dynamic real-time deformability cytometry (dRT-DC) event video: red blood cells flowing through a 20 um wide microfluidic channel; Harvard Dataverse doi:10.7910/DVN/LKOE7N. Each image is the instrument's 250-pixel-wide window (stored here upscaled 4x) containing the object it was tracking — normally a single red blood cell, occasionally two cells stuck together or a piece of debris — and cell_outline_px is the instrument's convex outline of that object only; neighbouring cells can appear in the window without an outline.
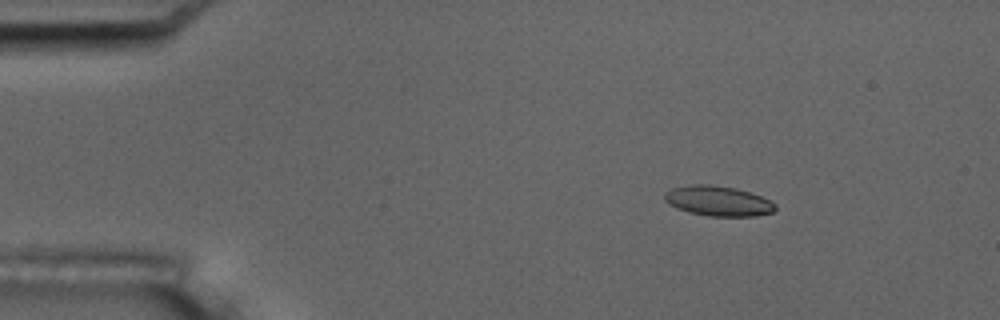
{"species": "common noctule bat (a hibernating species)", "species_latin": "Nyctalus noctula", "temperature_condition": "room temperature", "stored_images_in_passage": 8, "camera_frame_rate_fps": 3000, "um_per_image_px": 0.085, "animal": {"sex": "male", "body_mass_g": 17.5, "forearm_length_mm": 52.3}, "frame": {"image": 1, "passage_image": 2, "time_ms": 2.0, "image_size_px": [1000, 320], "cell_outline_px": [[776, 208], [772, 212], [756, 216], [708, 216], [688, 212], [676, 208], [668, 204], [664, 200], [664, 192], [672, 188], [692, 184], [712, 184], [736, 188], [760, 196], [776, 204]], "centroid_in_image_um": [60.99, 17.08], "position_along_channel_um": 24.0, "area_um2": 19.48}}
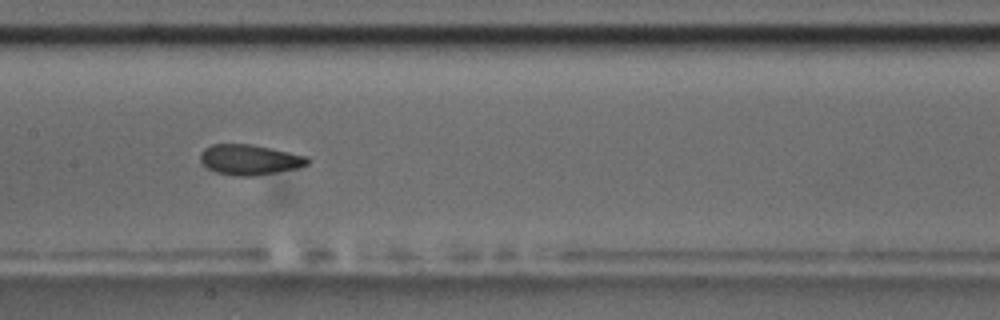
{"frame": {"image": 2, "passage_image": 7, "time_ms": 8.667, "image_size_px": [1000, 320], "cell_outline_px": [[312, 160], [308, 164], [296, 168], [252, 176], [232, 176], [216, 172], [208, 168], [200, 160], [200, 152], [204, 148], [212, 144], [252, 144], [272, 148], [308, 156]], "centroid_in_image_um": [21.22, 13.56], "position_along_channel_um": 186.2, "area_um2": 19.02}}
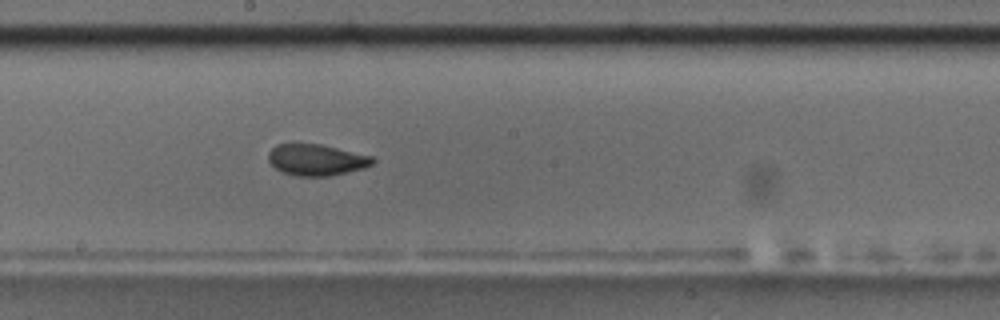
{"frame": {"image": 3, "passage_image": 8, "time_ms": 9.667, "image_size_px": [1000, 320], "cell_outline_px": [[376, 160], [372, 164], [364, 168], [328, 176], [296, 176], [280, 172], [268, 160], [268, 152], [276, 144], [320, 144], [372, 156]], "centroid_in_image_um": [26.87, 13.59], "position_along_channel_um": 221.3, "area_um2": 18.96}}